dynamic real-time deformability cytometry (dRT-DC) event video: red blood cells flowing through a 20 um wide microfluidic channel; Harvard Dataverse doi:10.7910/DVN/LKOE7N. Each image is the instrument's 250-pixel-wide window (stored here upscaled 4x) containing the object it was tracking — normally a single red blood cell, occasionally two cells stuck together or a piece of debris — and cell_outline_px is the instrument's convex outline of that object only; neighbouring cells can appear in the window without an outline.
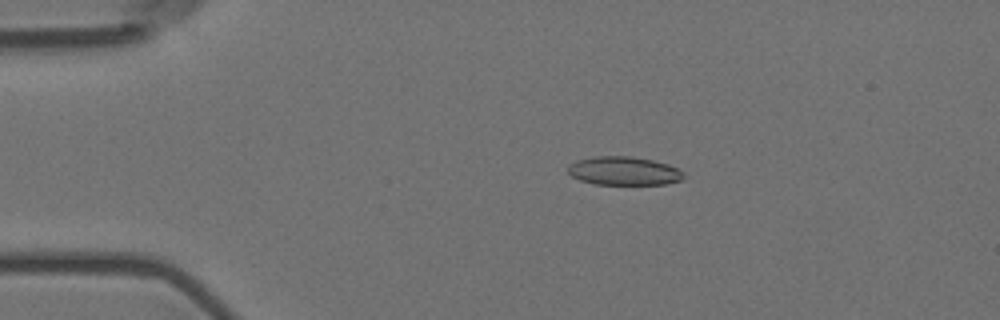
{"species": "Egyptian fruit bat (a non-hibernating species)", "species_latin": "Rousettus aegyptiacus", "temperature_condition": "room temperature", "stored_images_in_passage": 7, "camera_frame_rate_fps": 3000, "um_per_image_px": 0.085, "animal": {"sex": "female"}, "frame": {"image": 1, "passage_image": 4, "time_ms": 1.0, "image_size_px": [1000, 320], "cell_outline_px": [[684, 176], [680, 180], [664, 184], [596, 184], [580, 180], [572, 176], [568, 172], [568, 164], [576, 160], [596, 156], [632, 156], [652, 160], [668, 164], [680, 168], [684, 172]], "centroid_in_image_um": [53.03, 14.52], "position_along_channel_um": 32.0, "area_um2": 19.31}}
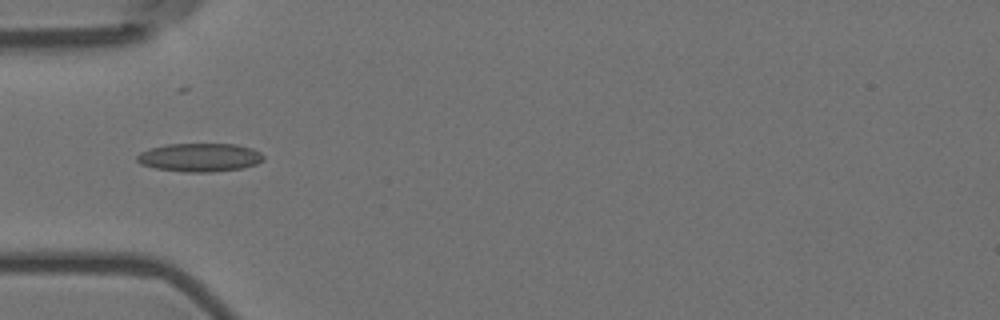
{"frame": {"image": 2, "passage_image": 6, "time_ms": 1.667, "image_size_px": [1000, 320], "cell_outline_px": [[264, 160], [256, 164], [244, 168], [212, 172], [184, 172], [156, 168], [140, 164], [136, 160], [136, 156], [140, 152], [152, 148], [168, 144], [236, 144], [252, 148], [260, 152], [264, 156]], "centroid_in_image_um": [17.0, 13.38], "position_along_channel_um": 68.0, "area_um2": 21.04}}
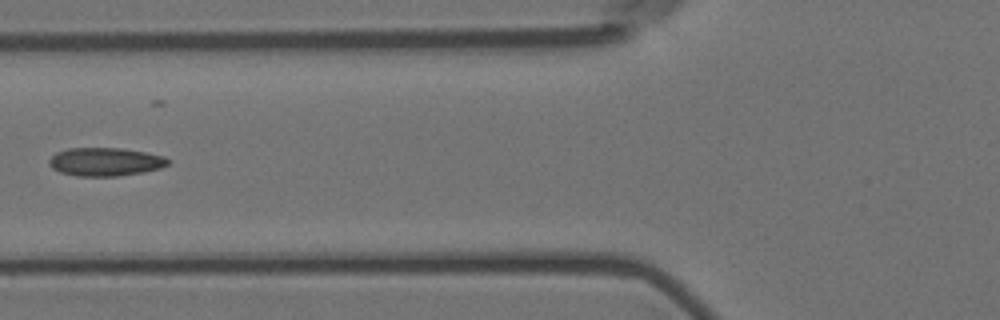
{"frame": {"image": 3, "passage_image": 7, "time_ms": 2.0, "image_size_px": [1000, 320], "cell_outline_px": [[172, 160], [168, 164], [160, 168], [144, 172], [116, 176], [76, 176], [60, 172], [52, 168], [48, 164], [48, 160], [56, 152], [68, 148], [124, 148], [164, 156]], "centroid_in_image_um": [8.95, 13.75], "position_along_channel_um": 116.9, "area_um2": 19.77}}